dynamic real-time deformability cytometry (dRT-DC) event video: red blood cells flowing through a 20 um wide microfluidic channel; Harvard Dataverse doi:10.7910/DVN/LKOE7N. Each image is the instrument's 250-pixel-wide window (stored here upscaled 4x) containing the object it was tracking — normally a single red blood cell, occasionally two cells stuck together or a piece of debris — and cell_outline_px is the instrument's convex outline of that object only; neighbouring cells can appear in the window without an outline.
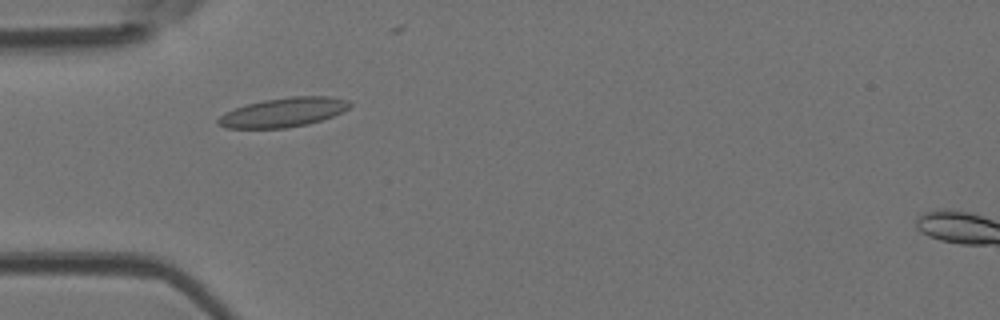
{"species": "Egyptian fruit bat (a non-hibernating species)", "species_latin": "Rousettus aegyptiacus", "temperature_condition": "room temperature", "stored_images_in_passage": 5, "camera_frame_rate_fps": 3000, "um_per_image_px": 0.085, "animal": {"sex": "female"}, "frame": {"image": 1, "passage_image": 1, "time_ms": 0.0, "image_size_px": [1000, 320], "cell_outline_px": [[352, 104], [344, 112], [308, 124], [288, 128], [224, 128], [216, 124], [216, 120], [224, 112], [248, 104], [264, 100], [292, 96], [328, 96], [348, 100]], "centroid_in_image_um": [24.08, 9.55], "position_along_channel_um": 60.9, "area_um2": 22.48}}
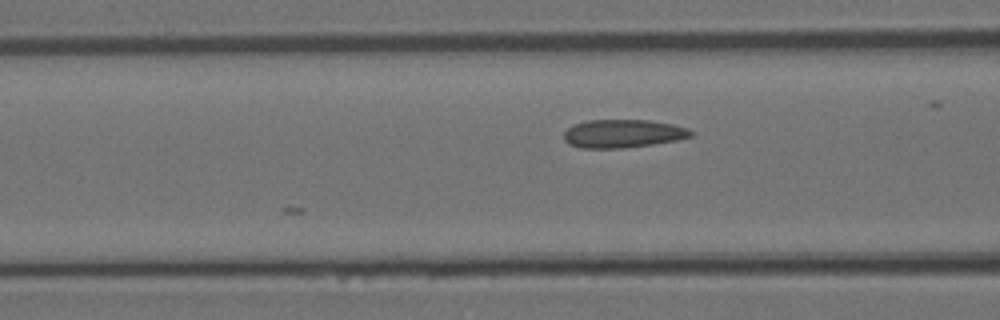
{"frame": {"image": 2, "passage_image": 5, "time_ms": 1.333, "image_size_px": [1000, 320], "cell_outline_px": [[692, 136], [676, 140], [652, 144], [624, 148], [580, 148], [568, 144], [564, 140], [564, 132], [568, 128], [576, 124], [588, 120], [648, 120], [672, 124], [688, 128], [692, 132]], "centroid_in_image_um": [52.93, 11.36], "position_along_channel_um": 113.7, "area_um2": 20.81}}